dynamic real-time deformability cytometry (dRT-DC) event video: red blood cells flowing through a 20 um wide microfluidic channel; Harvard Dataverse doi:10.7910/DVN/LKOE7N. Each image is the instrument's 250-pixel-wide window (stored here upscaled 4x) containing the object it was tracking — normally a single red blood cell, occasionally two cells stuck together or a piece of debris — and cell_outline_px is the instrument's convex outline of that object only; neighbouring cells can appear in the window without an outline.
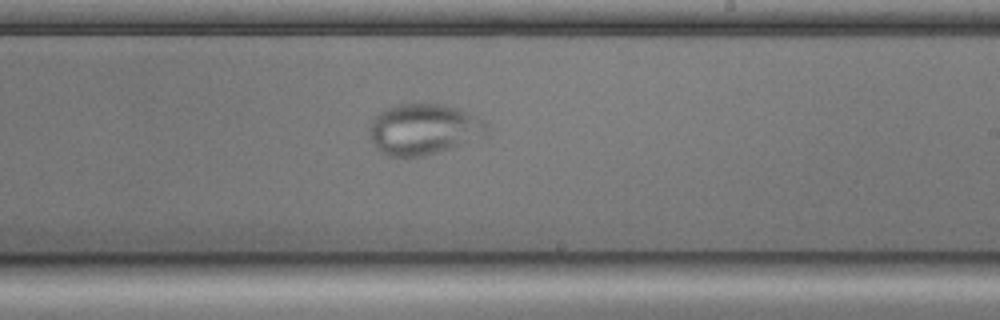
{"species": "common noctule bat (a hibernating species)", "species_latin": "Nyctalus noctula", "temperature_condition": "cold", "stored_images_in_passage": 54, "camera_frame_rate_fps": 3000, "um_per_image_px": 0.085, "animal": {"sex": "male", "body_mass_g": 17.9, "forearm_length_mm": 54.2}, "frame": {"image": 1, "passage_image": 32, "time_ms": 10.333, "image_size_px": [1000, 320], "cell_outline_px": [[488, 132], [484, 136], [452, 148], [424, 156], [388, 156], [380, 152], [376, 148], [368, 136], [368, 128], [372, 120], [384, 108], [400, 104], [444, 104], [456, 108], [484, 120], [488, 124]], "centroid_in_image_um": [35.98, 10.99], "position_along_channel_um": 253.0, "area_um2": 34.91}}
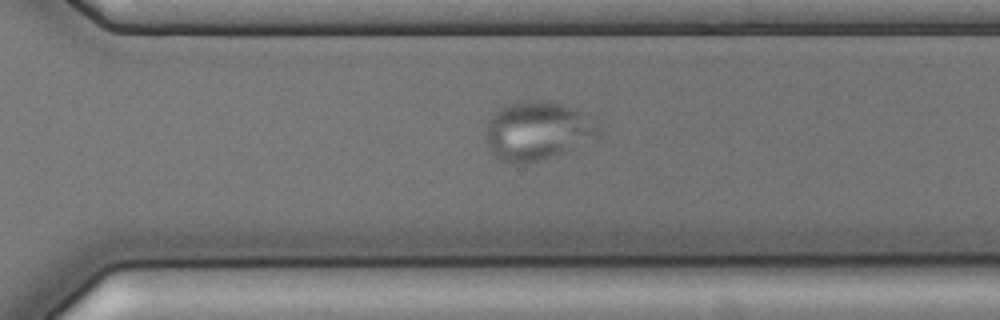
{"frame": {"image": 2, "passage_image": 38, "time_ms": 12.333, "image_size_px": [1000, 320], "cell_outline_px": [[604, 128], [600, 136], [552, 156], [540, 160], [524, 164], [508, 164], [500, 160], [488, 148], [484, 136], [484, 124], [504, 104], [560, 104], [596, 120]], "centroid_in_image_um": [45.64, 11.19], "position_along_channel_um": 325.0, "area_um2": 37.8}}